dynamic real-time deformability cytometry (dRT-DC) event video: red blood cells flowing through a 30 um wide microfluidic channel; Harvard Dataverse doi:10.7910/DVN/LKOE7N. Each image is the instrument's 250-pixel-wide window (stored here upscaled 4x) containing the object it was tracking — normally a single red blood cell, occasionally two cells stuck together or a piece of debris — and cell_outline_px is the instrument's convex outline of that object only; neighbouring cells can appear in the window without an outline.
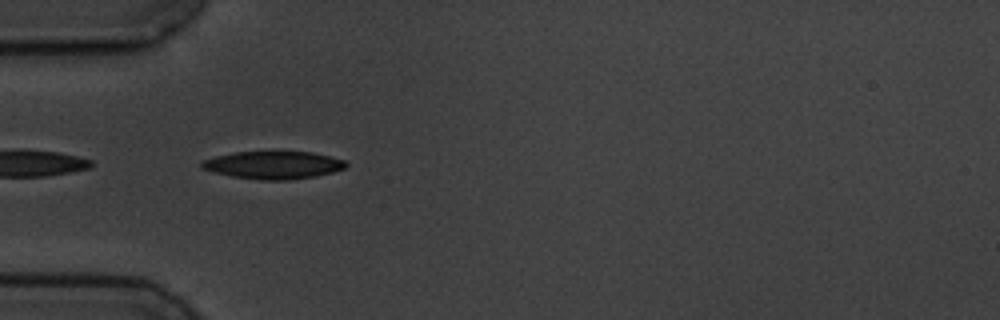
{"species": "common noctule bat (a hibernating species)", "species_latin": "Nyctalus noctula", "temperature_condition": "cold", "stored_images_in_passage": 4, "camera_frame_rate_fps": 3000, "um_per_image_px": 0.085, "animal": {"sex": "male", "body_mass_g": 19.5, "forearm_length_mm": 54.6}, "frame": {"image": 1, "passage_image": 3, "time_ms": 2.333, "image_size_px": [1000, 320], "cell_outline_px": [[348, 164], [344, 168], [332, 172], [316, 176], [288, 180], [260, 180], [232, 176], [212, 172], [200, 168], [200, 160], [216, 156], [236, 152], [276, 148], [312, 152], [344, 160]], "centroid_in_image_um": [23.19, 13.98], "position_along_channel_um": 61.8, "area_um2": 24.33}}